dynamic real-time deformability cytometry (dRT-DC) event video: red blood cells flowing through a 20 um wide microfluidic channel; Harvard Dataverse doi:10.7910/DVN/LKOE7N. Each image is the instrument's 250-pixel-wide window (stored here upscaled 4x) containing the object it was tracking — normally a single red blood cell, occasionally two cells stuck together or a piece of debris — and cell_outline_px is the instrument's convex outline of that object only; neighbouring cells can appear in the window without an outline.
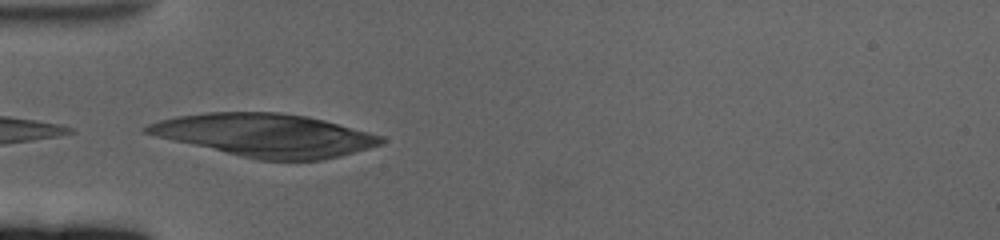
{"species": "human", "species_latin": "Homo sapiens", "temperature_condition": "cold", "stored_images_in_passage": 8, "camera_frame_rate_fps": 3000, "um_per_image_px": 0.085, "donor": {"sex": "female"}, "frame": {"image": 1, "passage_image": 1, "time_ms": 0.0, "image_size_px": [1000, 240], "cell_outline_px": [[384, 144], [340, 156], [324, 160], [256, 160], [172, 140], [156, 136], [144, 132], [140, 128], [148, 124], [160, 120], [176, 116], [204, 112], [280, 112], [304, 116], [324, 120], [384, 136]], "centroid_in_image_um": [22.55, 11.49], "position_along_channel_um": 62.5, "area_um2": 58.55}}
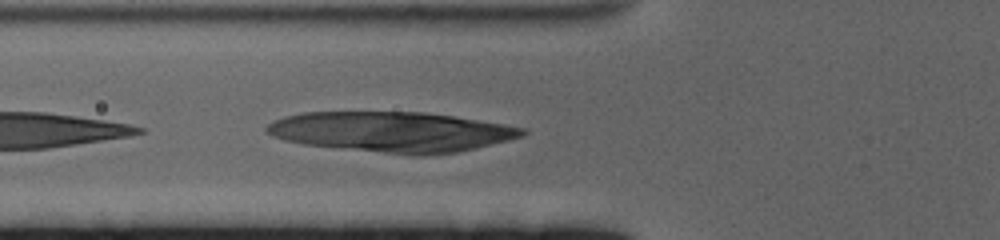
{"frame": {"image": 2, "passage_image": 4, "time_ms": 1.0, "image_size_px": [1000, 240], "cell_outline_px": [[528, 132], [524, 136], [508, 140], [456, 152], [420, 156], [412, 156], [304, 144], [284, 140], [272, 136], [264, 132], [264, 128], [268, 124], [284, 116], [304, 112], [424, 112], [452, 116], [524, 128]], "centroid_in_image_um": [33.25, 11.21], "position_along_channel_um": 92.6, "area_um2": 59.65}}
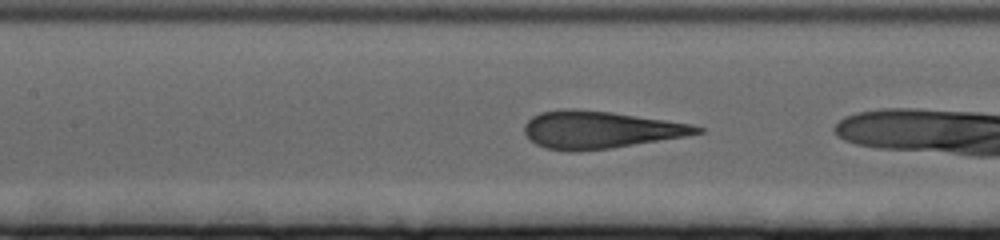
{"frame": {"image": 3, "passage_image": 7, "time_ms": 2.0, "image_size_px": [1000, 240], "cell_outline_px": [[704, 132], [684, 136], [608, 148], [544, 148], [528, 140], [524, 132], [524, 124], [532, 116], [540, 112], [564, 108], [572, 108], [612, 112], [692, 124], [704, 128]], "centroid_in_image_um": [50.98, 10.98], "position_along_channel_um": 156.4, "area_um2": 36.59}}